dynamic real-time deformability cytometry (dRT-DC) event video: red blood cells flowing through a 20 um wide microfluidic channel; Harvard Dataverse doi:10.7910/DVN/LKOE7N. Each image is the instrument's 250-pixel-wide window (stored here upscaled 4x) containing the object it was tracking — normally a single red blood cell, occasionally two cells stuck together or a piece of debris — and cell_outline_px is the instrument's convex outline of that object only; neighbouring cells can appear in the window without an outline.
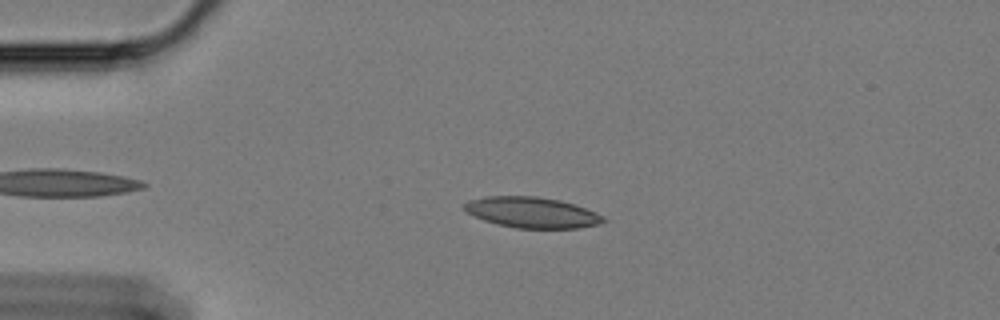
{"species": "Egyptian fruit bat (a non-hibernating species)", "species_latin": "Rousettus aegyptiacus", "temperature_condition": "cold", "stored_images_in_passage": 56, "camera_frame_rate_fps": 3000, "um_per_image_px": 0.085, "animal": {"sex": "female"}, "frame": {"image": 1, "passage_image": 11, "time_ms": 3.333, "image_size_px": [1000, 320], "cell_outline_px": [[608, 220], [600, 224], [580, 228], [516, 228], [484, 220], [468, 212], [464, 208], [464, 204], [468, 200], [484, 196], [536, 196], [560, 200], [576, 204], [596, 212], [604, 216]], "centroid_in_image_um": [45.28, 18.05], "position_along_channel_um": 39.7, "area_um2": 24.97}}
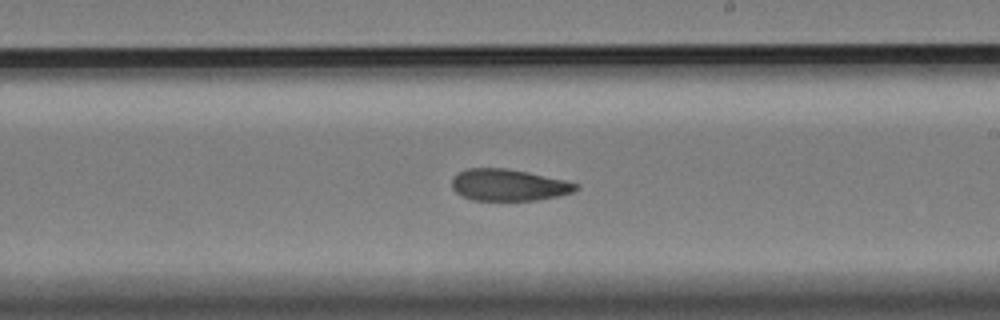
{"frame": {"image": 2, "passage_image": 32, "time_ms": 10.333, "image_size_px": [1000, 320], "cell_outline_px": [[580, 188], [572, 192], [556, 196], [536, 200], [472, 200], [456, 192], [452, 188], [452, 176], [468, 168], [508, 168], [528, 172], [564, 180], [580, 184]], "centroid_in_image_um": [43.23, 15.72], "position_along_channel_um": 245.8, "area_um2": 22.83}}
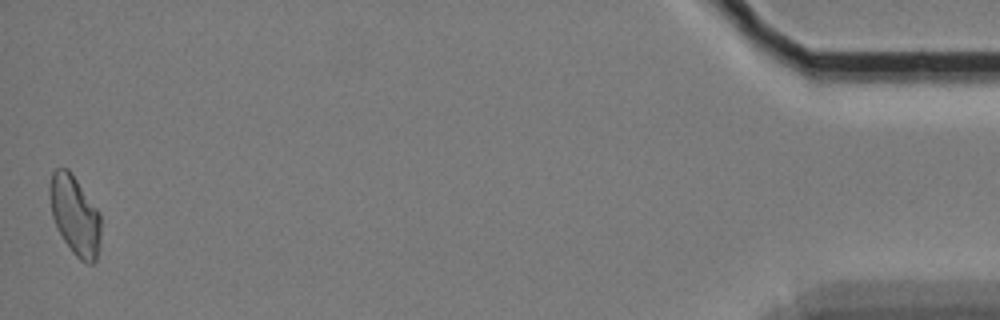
{"frame": {"image": 3, "passage_image": 56, "time_ms": 18.333, "image_size_px": [1000, 320], "cell_outline_px": [[100, 248], [96, 260], [92, 264], [88, 264], [80, 260], [72, 252], [56, 228], [52, 216], [48, 192], [48, 188], [52, 172], [56, 168], [68, 168], [100, 212]], "centroid_in_image_um": [6.36, 18.31], "position_along_channel_um": 428.8, "area_um2": 23.93}, "authors_computed_cell_mechanics": {"area_um2": 23.8425, "velocity_mm_per_s": 3.3727, "shape_relaxation_time_tau1_ms": null, "shape_relaxation_time_tau2_ms": 6.2932, "deformation_change_tau1": null, "deformation_change_tau2": 0.1359}}